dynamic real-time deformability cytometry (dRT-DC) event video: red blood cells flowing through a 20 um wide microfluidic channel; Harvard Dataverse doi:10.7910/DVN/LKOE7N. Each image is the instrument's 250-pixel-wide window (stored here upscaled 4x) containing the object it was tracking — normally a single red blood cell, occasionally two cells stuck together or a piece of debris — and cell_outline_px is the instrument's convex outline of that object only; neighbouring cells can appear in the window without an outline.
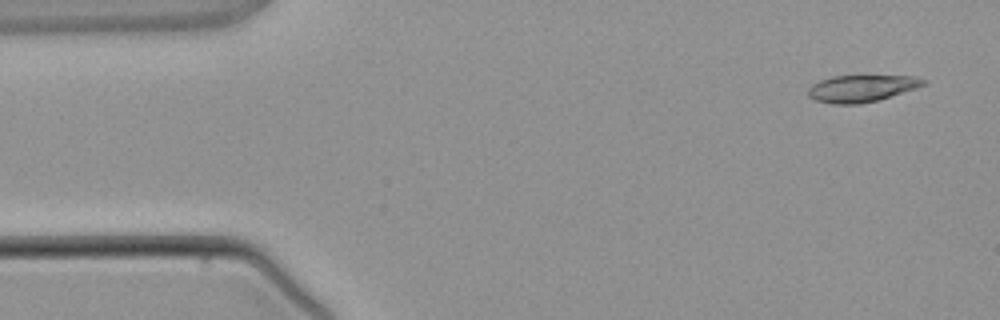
{"species": "common noctule bat (a hibernating species)", "species_latin": "Nyctalus noctula", "temperature_condition": "warm", "stored_images_in_passage": 5, "camera_frame_rate_fps": 3000, "um_per_image_px": 0.085, "animal": {"sex": "male", "body_mass_g": 21.5, "forearm_length_mm": 52.0}, "frame": {"image": 1, "passage_image": 5, "time_ms": 5.0, "image_size_px": [1000, 320], "cell_outline_px": [[928, 80], [924, 84], [916, 88], [880, 100], [860, 104], [832, 104], [816, 100], [808, 96], [808, 88], [812, 84], [820, 80], [832, 76], [912, 76]], "centroid_in_image_um": [73.22, 7.52], "position_along_channel_um": 11.8, "area_um2": 18.09}}